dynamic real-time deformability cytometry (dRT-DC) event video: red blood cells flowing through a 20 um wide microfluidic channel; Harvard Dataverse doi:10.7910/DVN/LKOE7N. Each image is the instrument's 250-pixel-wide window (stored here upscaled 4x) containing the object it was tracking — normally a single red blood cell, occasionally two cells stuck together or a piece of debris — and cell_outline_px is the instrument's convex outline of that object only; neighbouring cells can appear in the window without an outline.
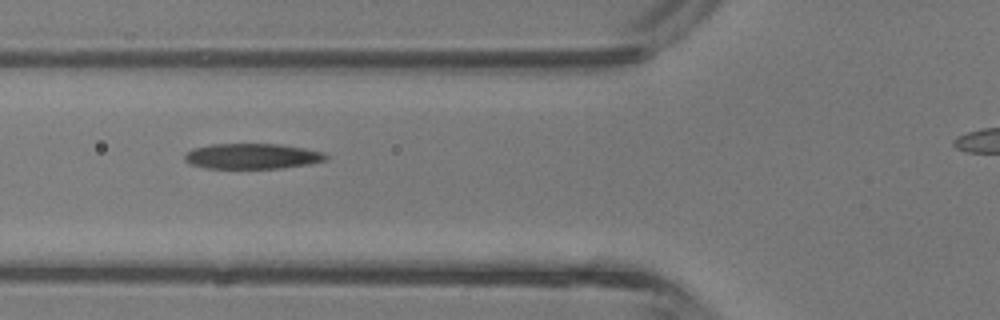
{"species": "common noctule bat (a hibernating species)", "species_latin": "Nyctalus noctula", "temperature_condition": "room temperature", "stored_images_in_passage": 6, "camera_frame_rate_fps": 3000, "um_per_image_px": 0.085, "animal": {"sex": "male", "body_mass_g": 13.3}, "frame": {"image": 1, "passage_image": 5, "time_ms": 1.333, "image_size_px": [1000, 320], "cell_outline_px": [[328, 160], [308, 164], [280, 168], [204, 168], [192, 164], [184, 160], [184, 156], [192, 148], [212, 144], [280, 144], [304, 148], [324, 152], [328, 156]], "centroid_in_image_um": [21.46, 13.27], "position_along_channel_um": 104.3, "area_um2": 20.92}}
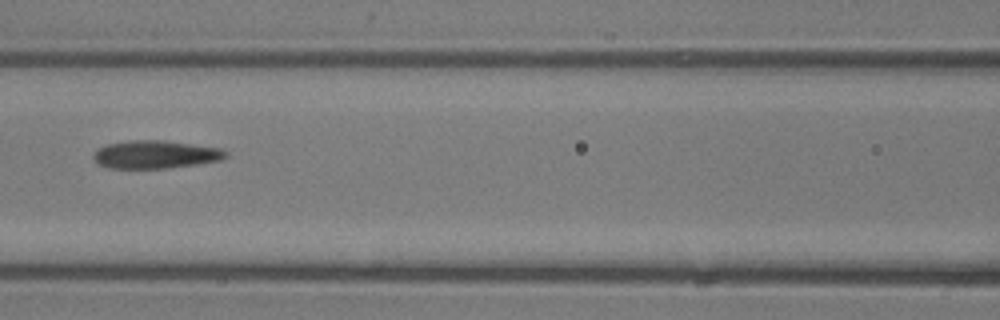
{"frame": {"image": 2, "passage_image": 6, "time_ms": 1.667, "image_size_px": [1000, 320], "cell_outline_px": [[228, 156], [220, 160], [164, 168], [108, 168], [96, 164], [92, 156], [100, 148], [108, 144], [128, 140], [164, 140], [224, 148], [228, 152]], "centroid_in_image_um": [13.22, 13.12], "position_along_channel_um": 153.4, "area_um2": 21.56}}